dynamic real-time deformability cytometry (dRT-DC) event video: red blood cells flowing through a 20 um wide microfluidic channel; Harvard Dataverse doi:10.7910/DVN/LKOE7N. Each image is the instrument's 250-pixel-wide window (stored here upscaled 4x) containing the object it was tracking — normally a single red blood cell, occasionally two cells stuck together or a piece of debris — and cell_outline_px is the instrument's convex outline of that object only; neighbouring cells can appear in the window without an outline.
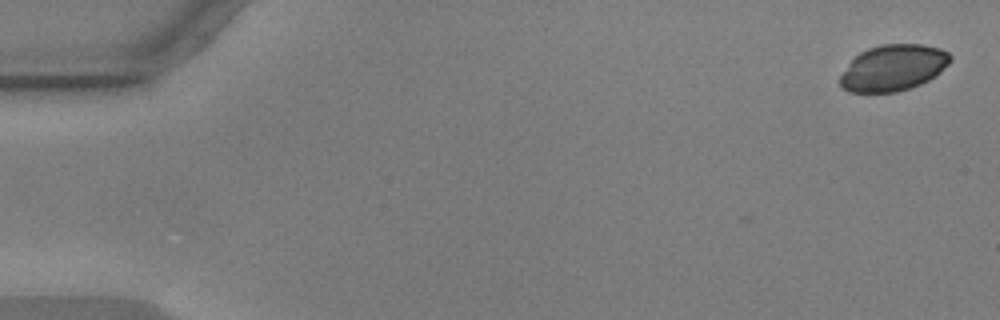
{"species": "common noctule bat (a hibernating species)", "species_latin": "Nyctalus noctula", "temperature_condition": "warm", "stored_images_in_passage": 6, "camera_frame_rate_fps": 3000, "um_per_image_px": 0.085, "animal": {"sex": "male", "body_mass_g": 17.9, "forearm_length_mm": 54.2}, "frame": {"image": 1, "passage_image": 1, "time_ms": 0.0, "image_size_px": [1000, 320], "cell_outline_px": [[952, 60], [936, 76], [920, 84], [896, 92], [848, 92], [840, 88], [840, 76], [852, 60], [860, 52], [868, 48], [880, 44], [924, 44], [940, 48], [948, 52], [952, 56]], "centroid_in_image_um": [75.93, 5.76], "position_along_channel_um": 9.1, "area_um2": 29.71}}